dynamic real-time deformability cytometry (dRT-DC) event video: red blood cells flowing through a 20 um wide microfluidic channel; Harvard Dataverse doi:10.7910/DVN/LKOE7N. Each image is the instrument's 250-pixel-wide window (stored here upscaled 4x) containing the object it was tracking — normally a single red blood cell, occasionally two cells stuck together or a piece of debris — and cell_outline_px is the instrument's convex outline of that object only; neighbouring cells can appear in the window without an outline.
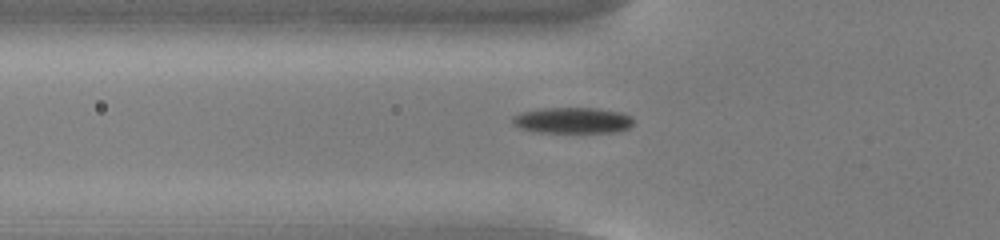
{"species": "common noctule bat (a hibernating species)", "species_latin": "Nyctalus noctula", "temperature_condition": "cold", "stored_images_in_passage": 55, "camera_frame_rate_fps": 3000, "um_per_image_px": 0.085, "animal": {"sex": "male", "body_mass_g": 13.0, "forearm_length_mm": 53.1}, "frame": {"image": 1, "passage_image": 20, "time_ms": 6.333, "image_size_px": [1000, 240], "cell_outline_px": [[632, 124], [628, 128], [616, 132], [536, 132], [520, 128], [512, 124], [512, 116], [520, 112], [544, 108], [596, 108], [620, 112], [632, 116]], "centroid_in_image_um": [48.64, 10.23], "position_along_channel_um": 77.2, "area_um2": 18.32}}
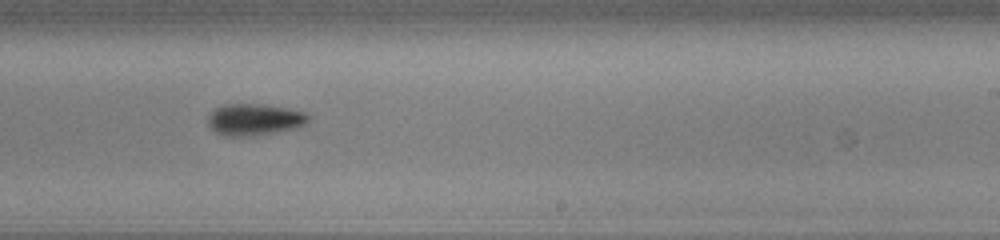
{"frame": {"image": 2, "passage_image": 35, "time_ms": 11.333, "image_size_px": [1000, 240], "cell_outline_px": [[308, 120], [304, 124], [292, 128], [276, 132], [240, 136], [224, 136], [216, 132], [208, 124], [208, 116], [216, 108], [224, 104], [260, 104], [288, 108], [304, 112], [308, 116]], "centroid_in_image_um": [21.59, 10.15], "position_along_channel_um": 267.4, "area_um2": 18.09}}
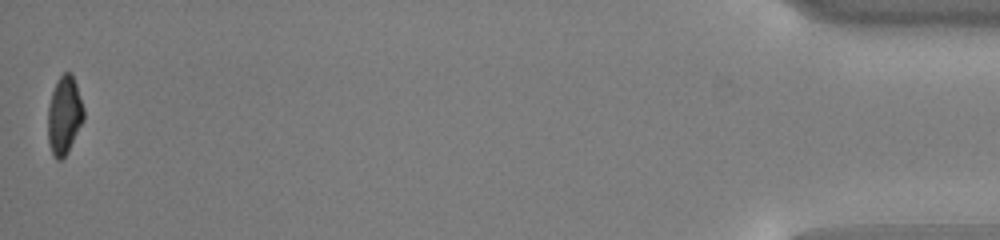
{"frame": {"image": 3, "passage_image": 55, "time_ms": 18.0, "image_size_px": [1000, 240], "cell_outline_px": [[84, 120], [68, 152], [60, 160], [56, 160], [52, 156], [48, 144], [48, 104], [56, 80], [64, 72], [72, 72], [84, 108]], "centroid_in_image_um": [5.46, 9.81], "position_along_channel_um": 429.7, "area_um2": 16.59}, "authors_computed_cell_mechanics": {"area_um2": 17.3978, "velocity_mm_per_s": 3.8057, "shape_relaxation_time_tau1_ms": 2.0537, "shape_relaxation_time_tau2_ms": 6.4232, "deformation_change_tau1": 0.1259, "deformation_change_tau2": 0.1226}}